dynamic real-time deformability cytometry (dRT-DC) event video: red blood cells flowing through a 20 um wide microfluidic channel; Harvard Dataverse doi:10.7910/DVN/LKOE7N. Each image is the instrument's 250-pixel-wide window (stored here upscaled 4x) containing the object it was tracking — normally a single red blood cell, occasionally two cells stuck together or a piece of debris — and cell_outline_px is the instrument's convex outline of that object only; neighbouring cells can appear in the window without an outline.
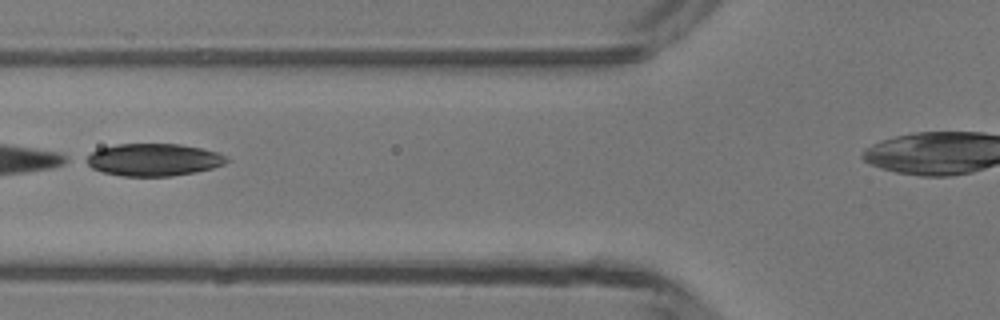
{"species": "common noctule bat (a hibernating species)", "species_latin": "Nyctalus noctula", "temperature_condition": "room temperature", "stored_images_in_passage": 3, "camera_frame_rate_fps": 3000, "um_per_image_px": 0.085, "animal": {"sex": "male", "body_mass_g": 13.3}, "frame": {"image": 1, "passage_image": 3, "time_ms": 2.333, "image_size_px": [1000, 320], "cell_outline_px": [[228, 160], [224, 164], [212, 168], [196, 172], [172, 176], [120, 176], [104, 172], [92, 168], [80, 160], [84, 156], [100, 148], [116, 144], [180, 144], [200, 148], [216, 152], [224, 156]], "centroid_in_image_um": [12.97, 13.58], "position_along_channel_um": 112.8, "area_um2": 26.59}}